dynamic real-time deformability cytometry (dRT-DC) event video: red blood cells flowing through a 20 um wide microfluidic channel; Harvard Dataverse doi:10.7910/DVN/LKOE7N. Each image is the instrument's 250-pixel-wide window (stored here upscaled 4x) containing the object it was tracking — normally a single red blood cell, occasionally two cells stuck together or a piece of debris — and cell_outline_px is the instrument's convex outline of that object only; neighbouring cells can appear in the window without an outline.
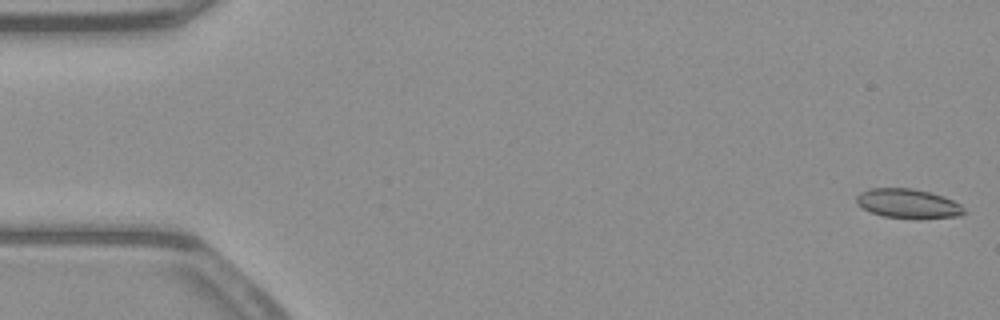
{"species": "common noctule bat (a hibernating species)", "species_latin": "Nyctalus noctula", "temperature_condition": "warm", "stored_images_in_passage": 52, "camera_frame_rate_fps": 3000, "um_per_image_px": 0.085, "animal": {"sex": "male", "body_mass_g": 23.1, "forearm_length_mm": 52.7}, "frame": {"image": 1, "passage_image": 1, "time_ms": 0.0, "image_size_px": [1000, 320], "cell_outline_px": [[968, 212], [960, 216], [920, 220], [884, 216], [872, 212], [856, 204], [856, 196], [860, 192], [868, 188], [912, 188], [944, 196], [960, 204]], "centroid_in_image_um": [77.22, 17.32], "position_along_channel_um": 7.8, "area_um2": 18.79}}
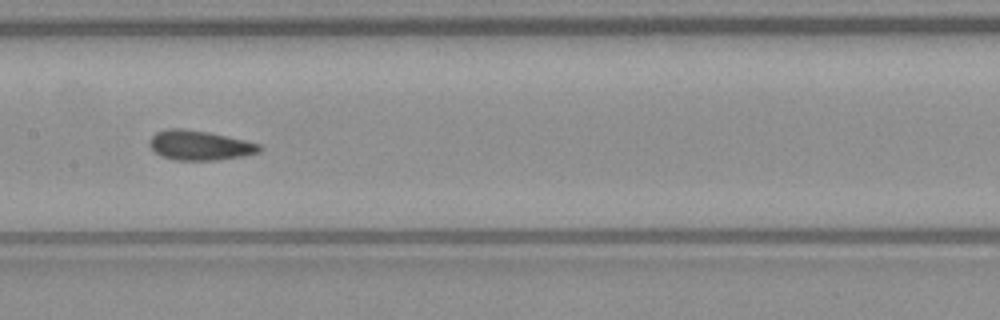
{"frame": {"image": 2, "passage_image": 26, "time_ms": 8.333, "image_size_px": [1000, 320], "cell_outline_px": [[260, 152], [244, 156], [216, 160], [176, 160], [164, 156], [156, 152], [148, 144], [148, 140], [156, 132], [168, 128], [180, 128], [208, 132], [244, 140], [260, 144]], "centroid_in_image_um": [16.96, 12.35], "position_along_channel_um": 190.4, "area_um2": 18.84}}
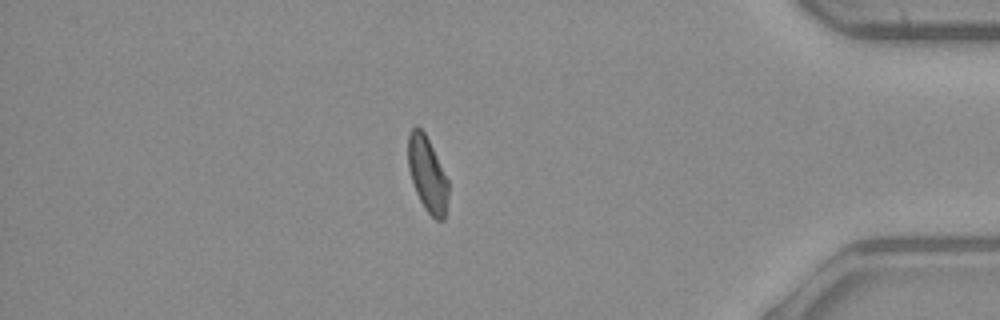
{"frame": {"image": 3, "passage_image": 45, "time_ms": 14.667, "image_size_px": [1000, 320], "cell_outline_px": [[448, 192], [444, 220], [436, 220], [424, 208], [416, 192], [408, 168], [408, 132], [416, 124], [424, 132], [448, 180]], "centroid_in_image_um": [36.31, 14.8], "position_along_channel_um": 398.9, "area_um2": 17.34}, "authors_computed_cell_mechanics": {"area_um2": 18.6983, "velocity_mm_per_s": 3.9395, "shape_relaxation_time_tau1_ms": null, "shape_relaxation_time_tau2_ms": 1.165, "deformation_change_tau1": null, "deformation_change_tau2": 0.074}}